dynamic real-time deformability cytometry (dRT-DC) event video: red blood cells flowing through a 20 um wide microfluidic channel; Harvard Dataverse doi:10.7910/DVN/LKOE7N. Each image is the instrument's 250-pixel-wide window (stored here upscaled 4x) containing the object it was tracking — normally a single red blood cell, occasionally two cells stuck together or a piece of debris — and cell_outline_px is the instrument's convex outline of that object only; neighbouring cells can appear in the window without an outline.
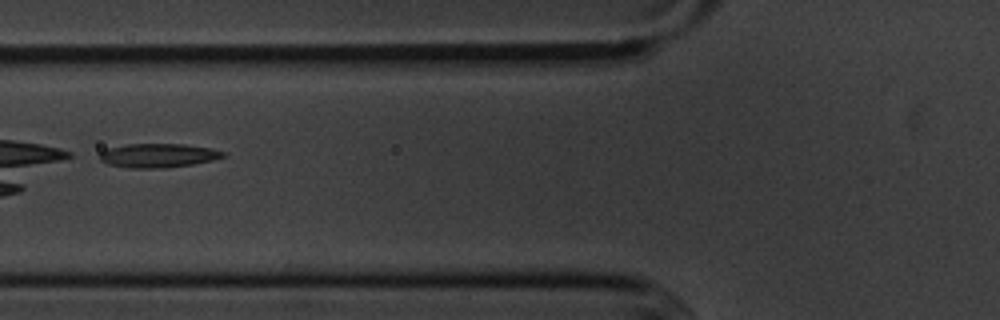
{"species": "common noctule bat (a hibernating species)", "species_latin": "Nyctalus noctula", "temperature_condition": "cold", "stored_images_in_passage": 49, "camera_frame_rate_fps": 3000, "um_per_image_px": 0.085, "animal": {"sex": "male", "body_mass_g": 20.1, "forearm_length_mm": 53.5}, "frame": {"image": 1, "passage_image": 16, "time_ms": 5.0, "image_size_px": [1000, 320], "cell_outline_px": [[228, 156], [212, 160], [192, 164], [164, 168], [128, 168], [108, 164], [100, 160], [100, 152], [108, 148], [128, 144], [184, 144], [212, 148], [224, 152]], "centroid_in_image_um": [13.46, 13.22], "position_along_channel_um": 112.3, "area_um2": 17.28}}
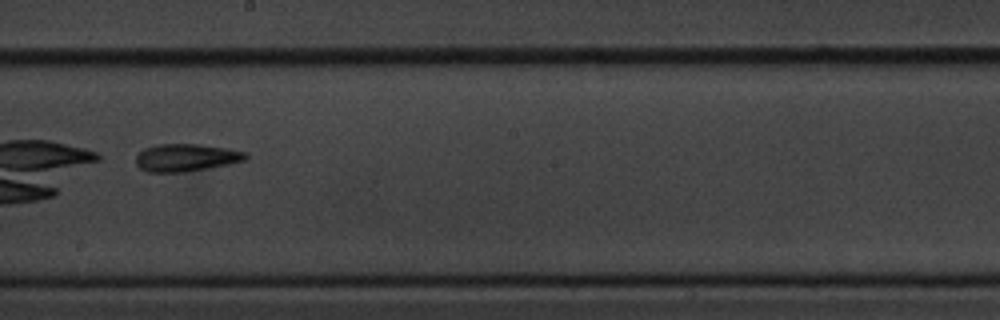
{"frame": {"image": 2, "passage_image": 26, "time_ms": 8.333, "image_size_px": [1000, 320], "cell_outline_px": [[248, 160], [228, 164], [184, 172], [148, 172], [140, 168], [136, 164], [136, 156], [144, 148], [156, 144], [200, 144], [228, 148], [248, 152]], "centroid_in_image_um": [15.85, 13.38], "position_along_channel_um": 232.4, "area_um2": 17.74}}
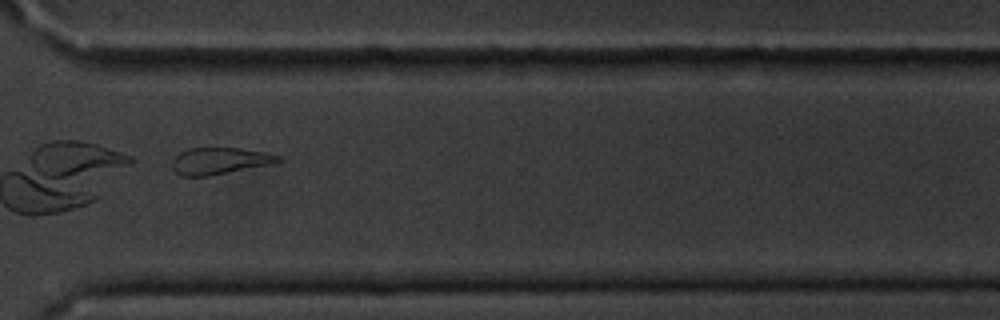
{"frame": {"image": 3, "passage_image": 36, "time_ms": 11.667, "image_size_px": [1000, 320], "cell_outline_px": [[280, 160], [272, 164], [208, 176], [180, 176], [172, 168], [172, 160], [180, 152], [188, 148], [240, 148], [264, 152], [280, 156]], "centroid_in_image_um": [18.63, 13.68], "position_along_channel_um": 352.0, "area_um2": 16.42}, "authors_computed_cell_mechanics": {"area_um2": 17.7446, "velocity_mm_per_s": 3.5908, "shape_relaxation_time_tau1_ms": 3.6571, "shape_relaxation_time_tau2_ms": null, "deformation_change_tau1": 0.153, "deformation_change_tau2": null}}